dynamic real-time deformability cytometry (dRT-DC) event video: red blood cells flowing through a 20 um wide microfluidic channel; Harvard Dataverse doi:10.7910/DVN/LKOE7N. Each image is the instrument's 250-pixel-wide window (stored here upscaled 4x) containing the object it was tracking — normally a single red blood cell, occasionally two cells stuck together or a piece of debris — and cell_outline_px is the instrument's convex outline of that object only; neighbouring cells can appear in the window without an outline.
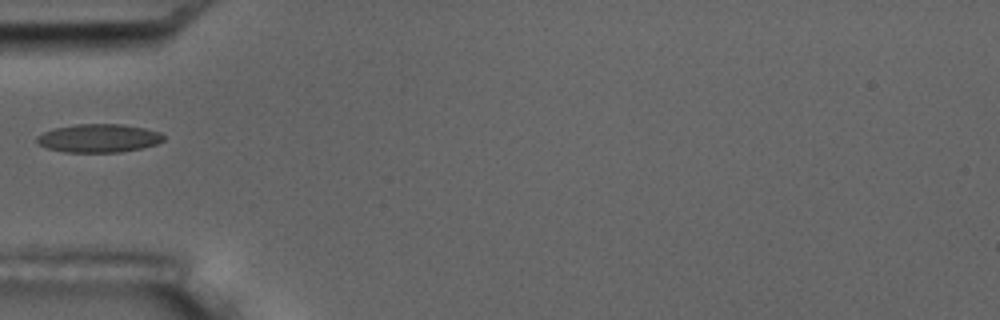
{"species": "common noctule bat (a hibernating species)", "species_latin": "Nyctalus noctula", "temperature_condition": "room temperature", "stored_images_in_passage": 9, "camera_frame_rate_fps": 3000, "um_per_image_px": 0.085, "animal": {"sex": "male", "body_mass_g": 17.5, "forearm_length_mm": 52.3}, "frame": {"image": 1, "passage_image": 6, "time_ms": 6.667, "image_size_px": [1000, 320], "cell_outline_px": [[164, 140], [156, 144], [140, 148], [120, 152], [64, 152], [48, 148], [40, 144], [36, 140], [36, 136], [44, 132], [56, 128], [76, 124], [124, 124], [144, 128], [160, 132], [164, 136]], "centroid_in_image_um": [8.4, 11.74], "position_along_channel_um": 76.6, "area_um2": 20.81}}
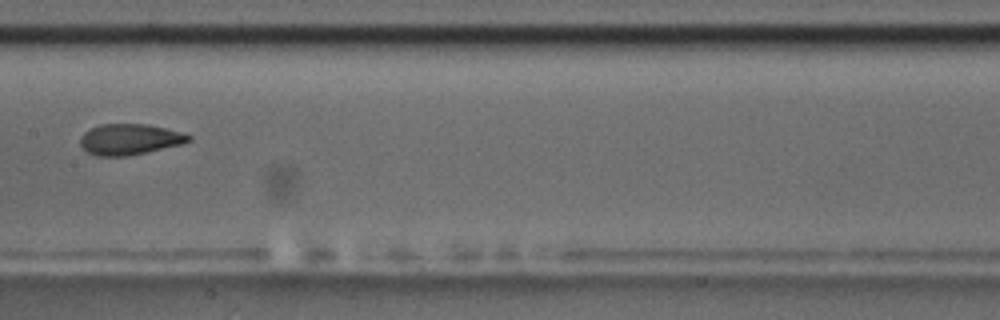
{"frame": {"image": 2, "passage_image": 9, "time_ms": 10.0, "image_size_px": [1000, 320], "cell_outline_px": [[192, 140], [180, 144], [148, 152], [128, 156], [96, 156], [88, 152], [80, 144], [80, 136], [84, 132], [100, 124], [148, 124], [180, 132], [192, 136]], "centroid_in_image_um": [11.0, 11.84], "position_along_channel_um": 196.4, "area_um2": 19.42}}